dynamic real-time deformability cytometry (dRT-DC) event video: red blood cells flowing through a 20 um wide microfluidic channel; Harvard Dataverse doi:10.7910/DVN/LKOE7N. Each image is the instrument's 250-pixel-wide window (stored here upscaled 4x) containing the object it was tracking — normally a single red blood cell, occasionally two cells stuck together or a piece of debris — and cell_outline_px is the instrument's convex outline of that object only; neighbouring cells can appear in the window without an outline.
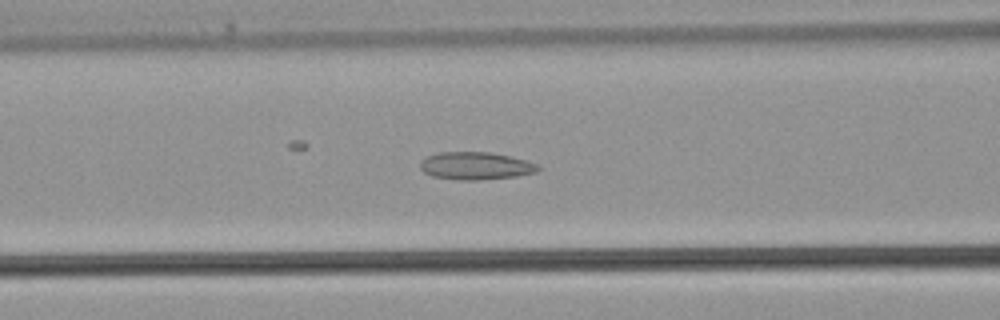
{"species": "common noctule bat (a hibernating species)", "species_latin": "Nyctalus noctula", "temperature_condition": "warm", "stored_images_in_passage": 42, "camera_frame_rate_fps": 3000, "um_per_image_px": 0.085, "animal": {"sex": "male", "body_mass_g": 21.5, "forearm_length_mm": 52.0}, "frame": {"image": 1, "passage_image": 17, "time_ms": 5.333, "image_size_px": [1000, 320], "cell_outline_px": [[540, 168], [536, 172], [516, 176], [480, 180], [456, 180], [432, 176], [424, 172], [420, 168], [420, 160], [436, 152], [488, 152], [508, 156], [524, 160], [536, 164]], "centroid_in_image_um": [40.37, 14.1], "position_along_channel_um": 126.2, "area_um2": 18.9}}
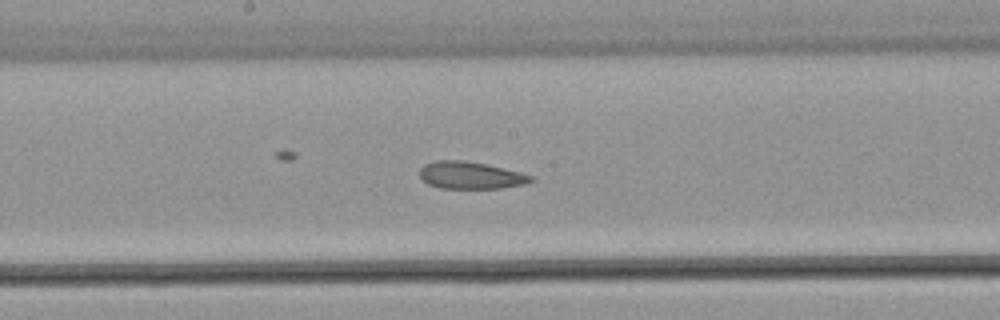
{"frame": {"image": 2, "passage_image": 22, "time_ms": 7.0, "image_size_px": [1000, 320], "cell_outline_px": [[532, 180], [524, 184], [500, 188], [440, 188], [428, 184], [420, 176], [420, 168], [424, 164], [436, 160], [464, 160], [488, 164], [520, 172], [532, 176]], "centroid_in_image_um": [39.97, 14.89], "position_along_channel_um": 208.2, "area_um2": 17.57}}
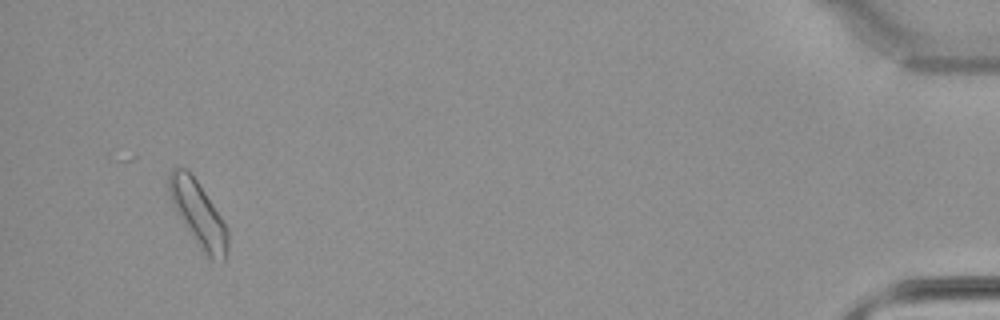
{"frame": {"image": 3, "passage_image": 40, "time_ms": 13.0, "image_size_px": [1000, 320], "cell_outline_px": [[228, 252], [224, 260], [208, 260], [204, 256], [188, 232], [176, 212], [168, 188], [168, 176], [172, 168], [184, 168], [196, 180], [228, 228]], "centroid_in_image_um": [16.87, 18.27], "position_along_channel_um": 418.3, "area_um2": 22.14}}